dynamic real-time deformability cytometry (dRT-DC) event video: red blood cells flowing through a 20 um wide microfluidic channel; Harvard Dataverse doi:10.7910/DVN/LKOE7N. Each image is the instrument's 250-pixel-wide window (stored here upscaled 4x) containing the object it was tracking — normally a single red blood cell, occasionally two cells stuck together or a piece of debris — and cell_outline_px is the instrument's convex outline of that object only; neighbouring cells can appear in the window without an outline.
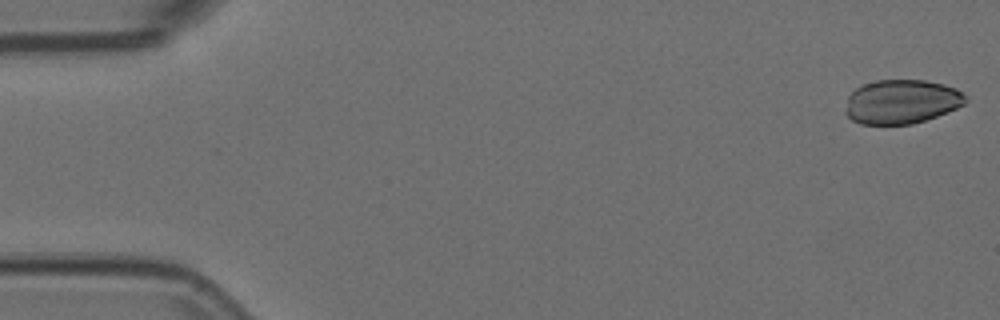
{"species": "Egyptian fruit bat (a non-hibernating species)", "species_latin": "Rousettus aegyptiacus", "temperature_condition": "room temperature", "stored_images_in_passage": 12, "camera_frame_rate_fps": 3000, "um_per_image_px": 0.085, "animal": {"sex": "female"}, "frame": {"image": 1, "passage_image": 1, "time_ms": 0.0, "image_size_px": [1000, 320], "cell_outline_px": [[968, 100], [964, 104], [956, 108], [936, 116], [912, 124], [860, 124], [852, 120], [844, 112], [848, 96], [860, 84], [876, 80], [924, 80], [944, 84], [956, 88]], "centroid_in_image_um": [76.59, 8.64], "position_along_channel_um": 8.4, "area_um2": 30.92}}